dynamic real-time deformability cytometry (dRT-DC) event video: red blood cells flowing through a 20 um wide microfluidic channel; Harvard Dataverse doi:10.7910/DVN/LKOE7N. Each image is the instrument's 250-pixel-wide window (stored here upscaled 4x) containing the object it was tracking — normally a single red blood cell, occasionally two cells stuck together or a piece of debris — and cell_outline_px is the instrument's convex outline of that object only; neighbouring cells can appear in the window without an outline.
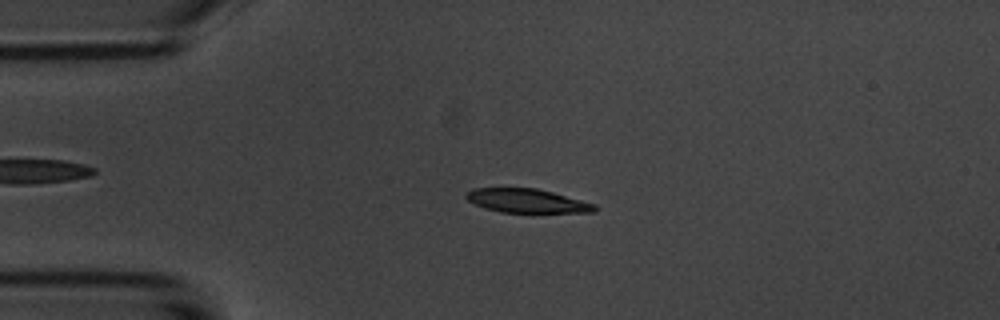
{"species": "common noctule bat (a hibernating species)", "species_latin": "Nyctalus noctula", "temperature_condition": "room temperature", "stored_images_in_passage": 4, "camera_frame_rate_fps": 3000, "um_per_image_px": 0.085, "animal": {"sex": "male", "body_mass_g": 20.1, "forearm_length_mm": 53.5}, "frame": {"image": 1, "passage_image": 3, "time_ms": 2.333, "image_size_px": [1000, 320], "cell_outline_px": [[596, 212], [500, 212], [484, 208], [468, 200], [464, 196], [472, 188], [536, 188], [552, 192], [596, 204]], "centroid_in_image_um": [44.78, 17.06], "position_along_channel_um": 40.2, "area_um2": 17.69}}